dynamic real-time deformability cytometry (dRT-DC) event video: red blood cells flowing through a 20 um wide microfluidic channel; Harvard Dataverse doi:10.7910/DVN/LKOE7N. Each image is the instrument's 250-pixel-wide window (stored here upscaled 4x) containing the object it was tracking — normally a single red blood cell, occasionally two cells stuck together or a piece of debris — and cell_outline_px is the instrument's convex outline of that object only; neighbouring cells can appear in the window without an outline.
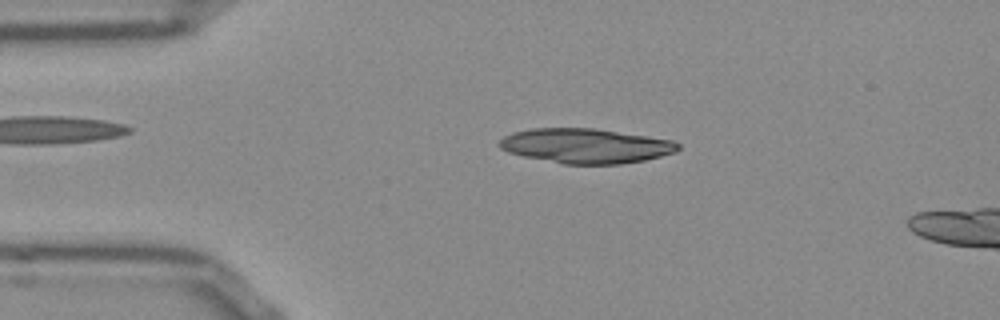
{"species": "Egyptian fruit bat (a non-hibernating species)", "species_latin": "Rousettus aegyptiacus", "temperature_condition": "room temperature", "stored_images_in_passage": 16, "camera_frame_rate_fps": 3000, "um_per_image_px": 0.085, "frame": {"image": 1, "passage_image": 2, "time_ms": 0.333, "image_size_px": [1000, 320], "cell_outline_px": [[680, 148], [676, 152], [644, 160], [620, 164], [564, 164], [524, 156], [508, 152], [500, 148], [496, 144], [504, 136], [512, 132], [532, 128], [596, 128], [672, 140], [680, 144]], "centroid_in_image_um": [49.77, 12.39], "position_along_channel_um": 35.2, "area_um2": 36.18}}